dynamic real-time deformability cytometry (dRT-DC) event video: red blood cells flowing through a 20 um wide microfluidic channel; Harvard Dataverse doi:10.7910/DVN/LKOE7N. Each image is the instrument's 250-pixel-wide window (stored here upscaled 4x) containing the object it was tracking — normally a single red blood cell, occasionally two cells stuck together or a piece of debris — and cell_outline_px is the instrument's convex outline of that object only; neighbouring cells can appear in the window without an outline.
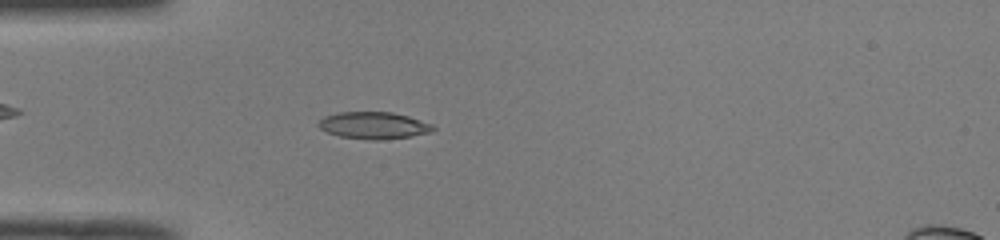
{"species": "common noctule bat (a hibernating species)", "species_latin": "Nyctalus noctula", "temperature_condition": "room temperature", "stored_images_in_passage": 51, "camera_frame_rate_fps": 3000, "um_per_image_px": 0.085, "animal": {"sex": "male", "body_mass_g": 19.0, "forearm_length_mm": 50.8}, "frame": {"image": 1, "passage_image": 15, "time_ms": 4.667, "image_size_px": [1000, 240], "cell_outline_px": [[436, 128], [428, 132], [412, 136], [380, 140], [372, 140], [340, 136], [328, 132], [320, 128], [316, 124], [324, 116], [340, 112], [392, 112], [408, 116], [432, 124]], "centroid_in_image_um": [31.75, 10.66], "position_along_channel_um": 53.3, "area_um2": 17.86}}
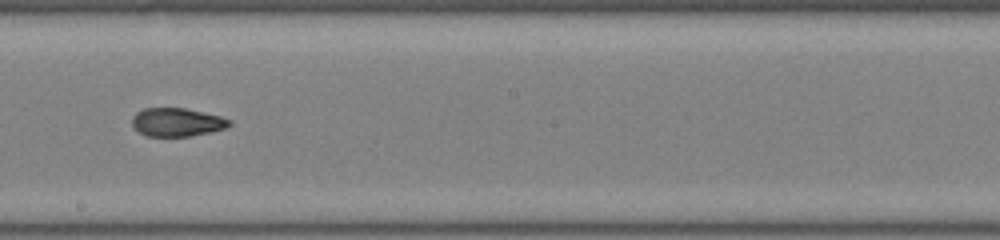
{"frame": {"image": 2, "passage_image": 29, "time_ms": 9.333, "image_size_px": [1000, 240], "cell_outline_px": [[232, 124], [228, 128], [212, 132], [192, 136], [148, 136], [140, 132], [132, 124], [132, 116], [136, 112], [144, 108], [184, 108], [220, 116], [232, 120]], "centroid_in_image_um": [15.08, 10.39], "position_along_channel_um": 233.1, "area_um2": 16.18}}
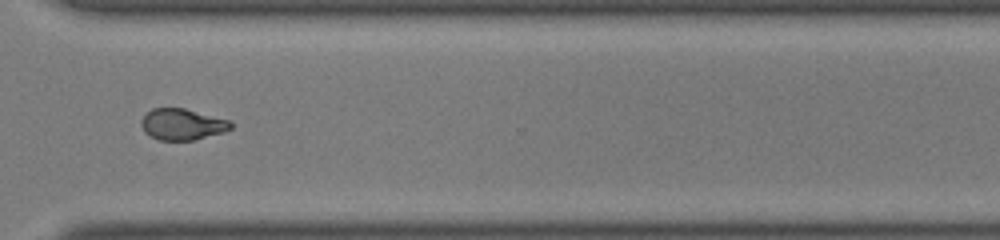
{"frame": {"image": 3, "passage_image": 38, "time_ms": 12.333, "image_size_px": [1000, 240], "cell_outline_px": [[232, 128], [224, 132], [192, 140], [160, 140], [148, 136], [144, 132], [140, 124], [140, 120], [152, 108], [184, 108], [228, 120], [232, 124]], "centroid_in_image_um": [15.45, 10.57], "position_along_channel_um": 355.2, "area_um2": 16.24}, "authors_computed_cell_mechanics": {"area_um2": 17.051, "velocity_mm_per_s": 4.0412, "shape_relaxation_time_tau1_ms": 6.7047, "shape_relaxation_time_tau2_ms": 2.0826, "deformation_change_tau1": 0.1987, "deformation_change_tau2": 0.0763}}